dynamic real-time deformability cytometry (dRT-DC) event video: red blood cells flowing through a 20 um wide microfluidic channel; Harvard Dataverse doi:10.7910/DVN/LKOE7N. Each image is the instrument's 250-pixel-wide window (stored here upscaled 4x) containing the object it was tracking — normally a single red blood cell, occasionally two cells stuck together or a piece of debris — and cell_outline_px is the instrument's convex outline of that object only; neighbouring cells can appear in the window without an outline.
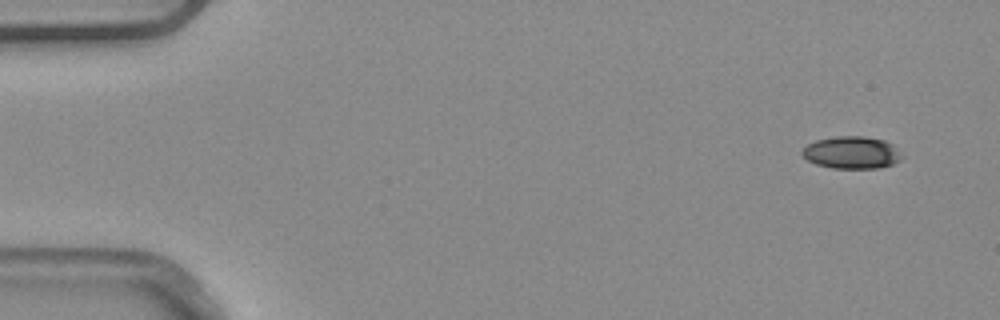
{"species": "common noctule bat (a hibernating species)", "species_latin": "Nyctalus noctula", "temperature_condition": "warm", "stored_images_in_passage": 4, "camera_frame_rate_fps": 3000, "um_per_image_px": 0.085, "animal": {"sex": "male", "body_mass_g": 20.4}, "frame": {"image": 1, "passage_image": 1, "time_ms": 0.0, "image_size_px": [1000, 320], "cell_outline_px": [[904, 156], [900, 160], [892, 164], [880, 168], [832, 168], [816, 164], [808, 160], [800, 152], [808, 144], [816, 140], [836, 136], [864, 136], [884, 140], [892, 144]], "centroid_in_image_um": [72.41, 12.96], "position_along_channel_um": 12.6, "area_um2": 18.79}}